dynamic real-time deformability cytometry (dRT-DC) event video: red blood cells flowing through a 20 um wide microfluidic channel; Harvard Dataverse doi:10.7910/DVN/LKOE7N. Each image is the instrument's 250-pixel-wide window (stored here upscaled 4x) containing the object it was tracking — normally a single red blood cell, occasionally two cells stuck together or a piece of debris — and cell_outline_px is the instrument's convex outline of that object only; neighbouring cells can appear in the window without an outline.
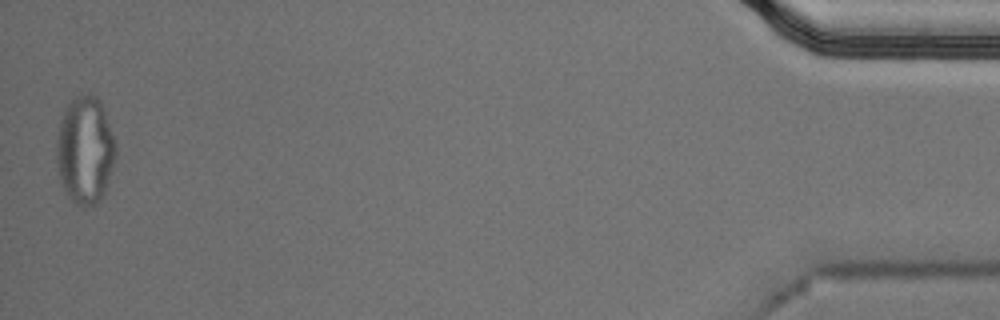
{"species": "Egyptian fruit bat (a non-hibernating species)", "species_latin": "Rousettus aegyptiacus", "temperature_condition": "cold", "stored_images_in_passage": 54, "segment_of_instrument_passage": [2, 2], "camera_frame_rate_fps": 3000, "um_per_image_px": 0.085, "animal": {"sex": "male"}, "frame": {"image": 1, "passage_image": 54, "time_ms": 17.667, "image_size_px": [1000, 320], "cell_outline_px": [[116, 152], [112, 168], [104, 192], [100, 200], [96, 204], [84, 208], [76, 204], [64, 192], [60, 180], [56, 160], [56, 140], [60, 120], [68, 104], [76, 96], [88, 92], [96, 96], [100, 100], [104, 108], [116, 144]], "centroid_in_image_um": [7.22, 12.76], "position_along_channel_um": 428.0, "area_um2": 37.4}}